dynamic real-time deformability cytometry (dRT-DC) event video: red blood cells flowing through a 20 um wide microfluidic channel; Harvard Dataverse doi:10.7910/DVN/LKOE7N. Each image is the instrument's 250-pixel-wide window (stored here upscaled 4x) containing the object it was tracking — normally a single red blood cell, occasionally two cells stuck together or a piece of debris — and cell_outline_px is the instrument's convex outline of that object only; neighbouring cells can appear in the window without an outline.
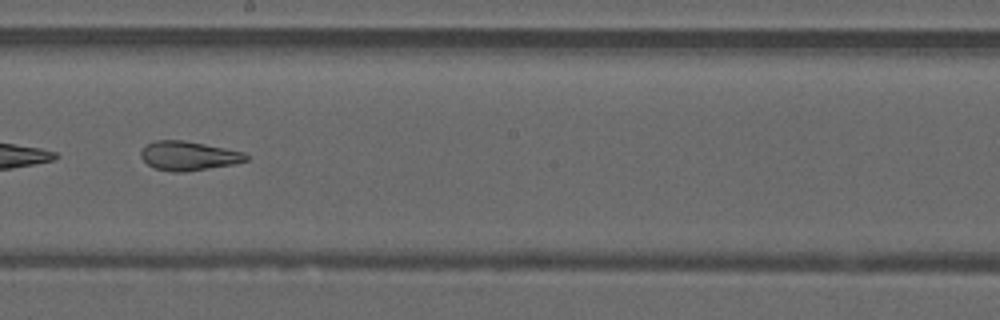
{"species": "common noctule bat (a hibernating species)", "species_latin": "Nyctalus noctula", "temperature_condition": "warm", "stored_images_in_passage": 48, "camera_frame_rate_fps": 3000, "um_per_image_px": 0.085, "animal": {"sex": "male", "forearm_length_mm": 52.5}, "frame": {"image": 1, "passage_image": 28, "time_ms": 9.0, "image_size_px": [1000, 320], "cell_outline_px": [[248, 160], [232, 164], [180, 172], [176, 172], [156, 168], [148, 164], [140, 156], [140, 152], [148, 144], [156, 140], [184, 140], [244, 152], [248, 156]], "centroid_in_image_um": [16.02, 13.23], "position_along_channel_um": 232.2, "area_um2": 17.4}, "authors_computed_cell_mechanics": {"area_um2": 21.1259, "velocity_mm_per_s": 4.1488, "shape_relaxation_time_tau1_ms": null, "shape_relaxation_time_tau2_ms": 2.4971, "deformation_change_tau1": null, "deformation_change_tau2": 0.1152}}